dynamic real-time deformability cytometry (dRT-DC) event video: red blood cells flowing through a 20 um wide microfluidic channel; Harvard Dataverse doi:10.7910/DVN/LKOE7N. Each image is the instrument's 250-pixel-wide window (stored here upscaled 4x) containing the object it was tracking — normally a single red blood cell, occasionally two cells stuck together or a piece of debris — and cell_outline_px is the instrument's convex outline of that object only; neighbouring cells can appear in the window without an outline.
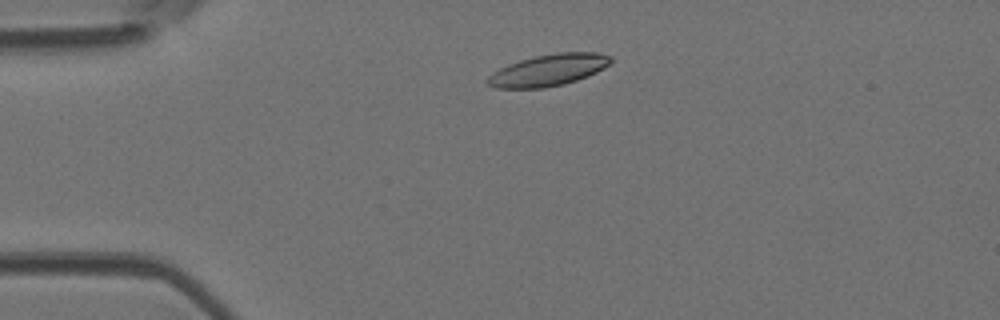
{"species": "Egyptian fruit bat (a non-hibernating species)", "species_latin": "Rousettus aegyptiacus", "temperature_condition": "room temperature", "stored_images_in_passage": 3, "camera_frame_rate_fps": 3000, "um_per_image_px": 0.085, "animal": {"sex": "female"}, "frame": {"image": 1, "passage_image": 2, "time_ms": 0.333, "image_size_px": [1000, 320], "cell_outline_px": [[612, 60], [604, 68], [588, 76], [564, 84], [544, 88], [496, 88], [488, 84], [484, 80], [492, 72], [508, 64], [520, 60], [536, 56], [556, 52], [596, 52], [612, 56]], "centroid_in_image_um": [46.6, 5.96], "position_along_channel_um": 38.4, "area_um2": 22.77}}